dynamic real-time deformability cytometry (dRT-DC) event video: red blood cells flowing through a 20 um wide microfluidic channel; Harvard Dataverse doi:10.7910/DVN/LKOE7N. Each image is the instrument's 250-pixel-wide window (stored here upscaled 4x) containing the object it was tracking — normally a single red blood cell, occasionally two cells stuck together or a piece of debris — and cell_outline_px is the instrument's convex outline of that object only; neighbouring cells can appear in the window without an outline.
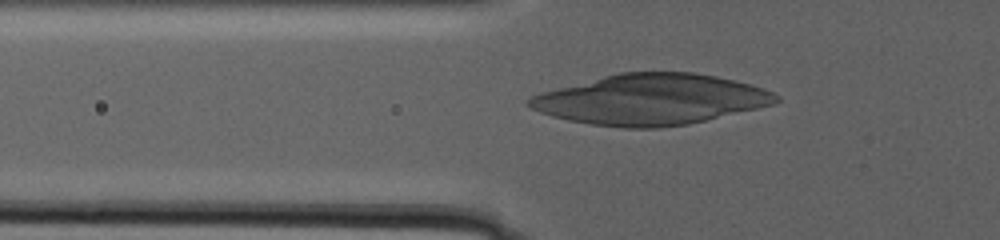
{"species": "human", "species_latin": "Homo sapiens", "temperature_condition": "warm", "stored_images_in_passage": 61, "segment_of_instrument_passage": [2, 3], "camera_frame_rate_fps": 3000, "um_per_image_px": 0.085, "donor": {"sex": "male"}, "frame": {"image": 1, "passage_image": 16, "time_ms": 5.0, "image_size_px": [1000, 240], "cell_outline_px": [[756, 88], [688, 96], [544, 96], [552, 92], [612, 76], [632, 72], [684, 72], [708, 76]], "centroid_in_image_um": [55.41, 7.27], "position_along_channel_um": 70.4, "area_um2": 24.22}}